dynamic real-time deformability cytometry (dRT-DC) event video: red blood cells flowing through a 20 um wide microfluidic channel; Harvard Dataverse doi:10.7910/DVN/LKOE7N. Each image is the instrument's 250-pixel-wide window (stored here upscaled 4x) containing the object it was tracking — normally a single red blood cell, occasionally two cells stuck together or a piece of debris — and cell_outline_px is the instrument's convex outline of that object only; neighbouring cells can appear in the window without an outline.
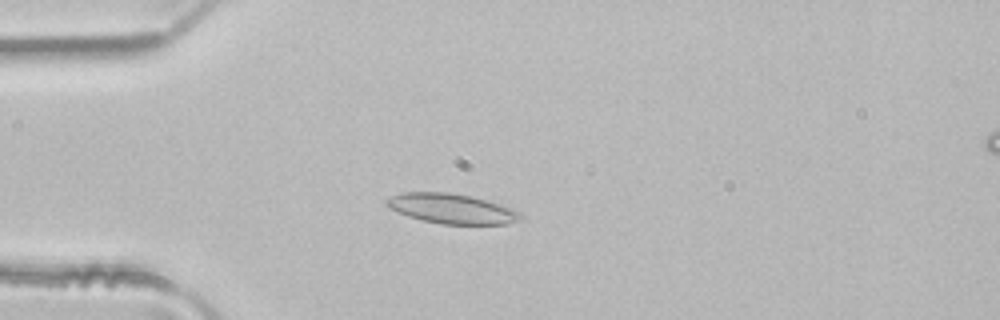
{"species": "common noctule bat (a hibernating species)", "species_latin": "Nyctalus noctula", "temperature_condition": "room temperature", "stored_images_in_passage": 39, "camera_frame_rate_fps": 3000, "um_per_image_px": 0.085, "animal": {"sex": "male", "body_mass_g": 21.5, "forearm_length_mm": 52.0}, "frame": {"image": 1, "passage_image": 3, "time_ms": 0.667, "image_size_px": [1000, 320], "cell_outline_px": [[524, 216], [520, 220], [508, 224], [440, 224], [408, 216], [388, 208], [384, 204], [384, 200], [392, 196], [404, 192], [448, 192], [472, 196], [512, 208], [520, 212]], "centroid_in_image_um": [38.39, 17.73], "position_along_channel_um": 46.6, "area_um2": 23.41}}
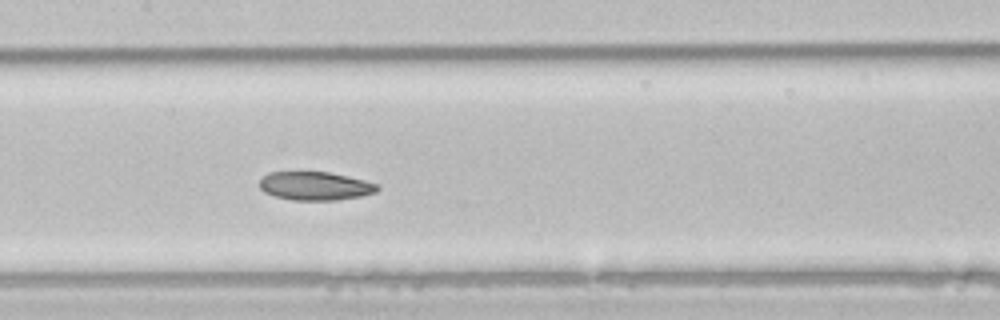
{"frame": {"image": 2, "passage_image": 14, "time_ms": 4.333, "image_size_px": [1000, 320], "cell_outline_px": [[380, 188], [376, 192], [364, 196], [336, 200], [292, 200], [276, 196], [264, 192], [260, 188], [260, 180], [268, 172], [328, 172], [348, 176], [364, 180], [376, 184]], "centroid_in_image_um": [26.81, 15.81], "position_along_channel_um": 180.6, "area_um2": 19.54}}
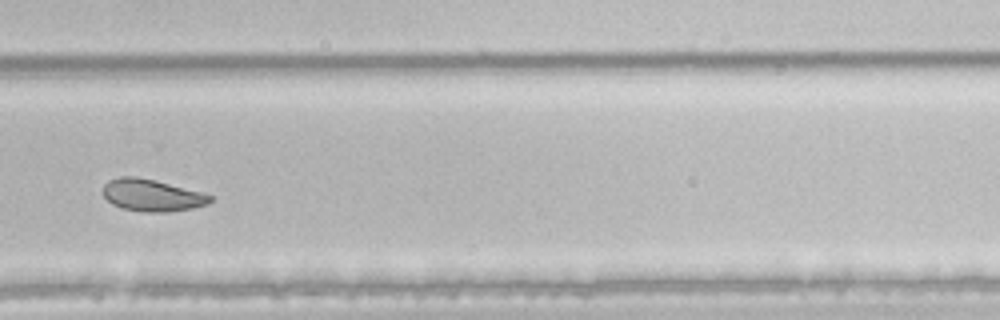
{"frame": {"image": 3, "passage_image": 24, "time_ms": 7.667, "image_size_px": [1000, 320], "cell_outline_px": [[212, 200], [208, 204], [192, 208], [168, 212], [144, 212], [124, 208], [112, 204], [104, 196], [104, 184], [108, 180], [120, 176], [136, 176], [200, 192], [212, 196]], "centroid_in_image_um": [12.89, 16.6], "position_along_channel_um": 316.9, "area_um2": 19.65}, "authors_computed_cell_mechanics": {"area_um2": 21.5594, "velocity_mm_per_s": 4.1063, "shape_relaxation_time_tau1_ms": null, "shape_relaxation_time_tau2_ms": 3.4937, "deformation_change_tau1": null, "deformation_change_tau2": 0.0849}}